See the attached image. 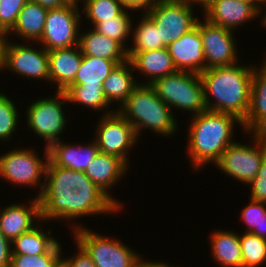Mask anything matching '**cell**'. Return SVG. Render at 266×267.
Segmentation results:
<instances>
[{"mask_svg": "<svg viewBox=\"0 0 266 267\" xmlns=\"http://www.w3.org/2000/svg\"><path fill=\"white\" fill-rule=\"evenodd\" d=\"M96 122L93 125L94 136H91L99 152L119 157L132 168L130 153L141 144L134 127L117 110L97 117Z\"/></svg>", "mask_w": 266, "mask_h": 267, "instance_id": "cell-11", "label": "cell"}, {"mask_svg": "<svg viewBox=\"0 0 266 267\" xmlns=\"http://www.w3.org/2000/svg\"><path fill=\"white\" fill-rule=\"evenodd\" d=\"M150 85L158 97L172 109L175 116H178L176 115L178 110L180 116L182 114L186 116L188 113L190 116L187 117L207 110L203 83L198 73L176 71L156 79Z\"/></svg>", "mask_w": 266, "mask_h": 267, "instance_id": "cell-8", "label": "cell"}, {"mask_svg": "<svg viewBox=\"0 0 266 267\" xmlns=\"http://www.w3.org/2000/svg\"><path fill=\"white\" fill-rule=\"evenodd\" d=\"M248 199L249 202L245 206L243 205L238 219L245 226V231L241 232L251 233L253 230H259L261 214L266 212V203Z\"/></svg>", "mask_w": 266, "mask_h": 267, "instance_id": "cell-37", "label": "cell"}, {"mask_svg": "<svg viewBox=\"0 0 266 267\" xmlns=\"http://www.w3.org/2000/svg\"><path fill=\"white\" fill-rule=\"evenodd\" d=\"M72 243L75 245L71 256V252L67 253L68 250L62 251L61 267H96L89 254L76 241L72 240Z\"/></svg>", "mask_w": 266, "mask_h": 267, "instance_id": "cell-38", "label": "cell"}, {"mask_svg": "<svg viewBox=\"0 0 266 267\" xmlns=\"http://www.w3.org/2000/svg\"><path fill=\"white\" fill-rule=\"evenodd\" d=\"M81 26L78 46L82 55L113 60L118 64L125 62L127 51L115 40L98 33L91 27ZM83 31V32H82Z\"/></svg>", "mask_w": 266, "mask_h": 267, "instance_id": "cell-25", "label": "cell"}, {"mask_svg": "<svg viewBox=\"0 0 266 267\" xmlns=\"http://www.w3.org/2000/svg\"><path fill=\"white\" fill-rule=\"evenodd\" d=\"M127 57L134 67L138 84H152L156 79L177 71L167 47L151 51L127 52Z\"/></svg>", "mask_w": 266, "mask_h": 267, "instance_id": "cell-20", "label": "cell"}, {"mask_svg": "<svg viewBox=\"0 0 266 267\" xmlns=\"http://www.w3.org/2000/svg\"><path fill=\"white\" fill-rule=\"evenodd\" d=\"M157 0H121L126 10L135 11L137 13L148 12Z\"/></svg>", "mask_w": 266, "mask_h": 267, "instance_id": "cell-41", "label": "cell"}, {"mask_svg": "<svg viewBox=\"0 0 266 267\" xmlns=\"http://www.w3.org/2000/svg\"><path fill=\"white\" fill-rule=\"evenodd\" d=\"M11 96V98H10ZM12 99V95H8L0 88V143L8 147L11 141L15 140L17 132L23 130L20 119H23L18 102ZM20 118V119H19ZM20 125V126H19ZM0 144V147H1Z\"/></svg>", "mask_w": 266, "mask_h": 267, "instance_id": "cell-31", "label": "cell"}, {"mask_svg": "<svg viewBox=\"0 0 266 267\" xmlns=\"http://www.w3.org/2000/svg\"><path fill=\"white\" fill-rule=\"evenodd\" d=\"M243 135L246 142L240 139L242 142L236 140L230 144L213 166L230 181L232 179L246 187L257 176L266 155V137L263 133L254 132H244Z\"/></svg>", "mask_w": 266, "mask_h": 267, "instance_id": "cell-7", "label": "cell"}, {"mask_svg": "<svg viewBox=\"0 0 266 267\" xmlns=\"http://www.w3.org/2000/svg\"><path fill=\"white\" fill-rule=\"evenodd\" d=\"M260 20L258 21L260 23V27L264 28L266 31V3L263 6L262 11L260 12Z\"/></svg>", "mask_w": 266, "mask_h": 267, "instance_id": "cell-47", "label": "cell"}, {"mask_svg": "<svg viewBox=\"0 0 266 267\" xmlns=\"http://www.w3.org/2000/svg\"><path fill=\"white\" fill-rule=\"evenodd\" d=\"M4 38L5 36L2 33H0V71H1V57H2V43L4 41Z\"/></svg>", "mask_w": 266, "mask_h": 267, "instance_id": "cell-48", "label": "cell"}, {"mask_svg": "<svg viewBox=\"0 0 266 267\" xmlns=\"http://www.w3.org/2000/svg\"><path fill=\"white\" fill-rule=\"evenodd\" d=\"M80 10L83 14L82 25L94 28L99 22L119 16L125 7L121 0H87L80 6Z\"/></svg>", "mask_w": 266, "mask_h": 267, "instance_id": "cell-32", "label": "cell"}, {"mask_svg": "<svg viewBox=\"0 0 266 267\" xmlns=\"http://www.w3.org/2000/svg\"><path fill=\"white\" fill-rule=\"evenodd\" d=\"M34 195L30 194L28 198L26 196V203H23V200H15L0 207V230L10 241L31 230L41 221L39 199Z\"/></svg>", "mask_w": 266, "mask_h": 267, "instance_id": "cell-16", "label": "cell"}, {"mask_svg": "<svg viewBox=\"0 0 266 267\" xmlns=\"http://www.w3.org/2000/svg\"><path fill=\"white\" fill-rule=\"evenodd\" d=\"M197 10L190 0H157L146 14L159 29L160 40L168 46L196 26L202 16V11Z\"/></svg>", "mask_w": 266, "mask_h": 267, "instance_id": "cell-12", "label": "cell"}, {"mask_svg": "<svg viewBox=\"0 0 266 267\" xmlns=\"http://www.w3.org/2000/svg\"><path fill=\"white\" fill-rule=\"evenodd\" d=\"M47 13V8L29 0L21 9L15 25L5 38L17 39L21 42H39L44 31Z\"/></svg>", "mask_w": 266, "mask_h": 267, "instance_id": "cell-23", "label": "cell"}, {"mask_svg": "<svg viewBox=\"0 0 266 267\" xmlns=\"http://www.w3.org/2000/svg\"><path fill=\"white\" fill-rule=\"evenodd\" d=\"M145 258V259H144ZM178 265V266H176ZM138 267H179V264H171V263H168L167 261H164L163 260H151L150 258H146V256L144 255V257L142 256L140 258V261H139V265Z\"/></svg>", "mask_w": 266, "mask_h": 267, "instance_id": "cell-42", "label": "cell"}, {"mask_svg": "<svg viewBox=\"0 0 266 267\" xmlns=\"http://www.w3.org/2000/svg\"><path fill=\"white\" fill-rule=\"evenodd\" d=\"M70 108L74 109V105L78 108L90 112L101 113L100 115H108L116 111L108 103L104 96L103 86L83 87L81 85H69L65 90ZM72 105V106H71Z\"/></svg>", "mask_w": 266, "mask_h": 267, "instance_id": "cell-28", "label": "cell"}, {"mask_svg": "<svg viewBox=\"0 0 266 267\" xmlns=\"http://www.w3.org/2000/svg\"><path fill=\"white\" fill-rule=\"evenodd\" d=\"M117 65L118 63L113 60L83 55L75 80L70 85L103 86L104 80Z\"/></svg>", "mask_w": 266, "mask_h": 267, "instance_id": "cell-30", "label": "cell"}, {"mask_svg": "<svg viewBox=\"0 0 266 267\" xmlns=\"http://www.w3.org/2000/svg\"><path fill=\"white\" fill-rule=\"evenodd\" d=\"M49 94V92L46 96L41 94L40 97L38 95L36 99L29 102L25 108L22 107L21 110L25 116H23L25 122L23 127L26 128L24 132L29 131L31 137L32 135L35 138L37 136L36 139L39 138V141H43L42 146L46 148H49L55 142L68 138L63 135L67 133L66 131L69 128L70 116H68V113H72L64 91H54Z\"/></svg>", "mask_w": 266, "mask_h": 267, "instance_id": "cell-5", "label": "cell"}, {"mask_svg": "<svg viewBox=\"0 0 266 267\" xmlns=\"http://www.w3.org/2000/svg\"><path fill=\"white\" fill-rule=\"evenodd\" d=\"M88 226L75 229L71 237L89 254L96 267H138L144 256L140 250L119 237L99 233Z\"/></svg>", "mask_w": 266, "mask_h": 267, "instance_id": "cell-9", "label": "cell"}, {"mask_svg": "<svg viewBox=\"0 0 266 267\" xmlns=\"http://www.w3.org/2000/svg\"><path fill=\"white\" fill-rule=\"evenodd\" d=\"M131 167L121 158L112 155L101 154L94 157L85 169V175L103 191L122 211H125V201H121L113 195L112 190L123 183V179L129 177ZM128 175V176H126Z\"/></svg>", "mask_w": 266, "mask_h": 267, "instance_id": "cell-15", "label": "cell"}, {"mask_svg": "<svg viewBox=\"0 0 266 267\" xmlns=\"http://www.w3.org/2000/svg\"><path fill=\"white\" fill-rule=\"evenodd\" d=\"M12 260V241L0 230V267H10Z\"/></svg>", "mask_w": 266, "mask_h": 267, "instance_id": "cell-40", "label": "cell"}, {"mask_svg": "<svg viewBox=\"0 0 266 267\" xmlns=\"http://www.w3.org/2000/svg\"><path fill=\"white\" fill-rule=\"evenodd\" d=\"M242 267L266 266V239L257 235L240 232Z\"/></svg>", "mask_w": 266, "mask_h": 267, "instance_id": "cell-35", "label": "cell"}, {"mask_svg": "<svg viewBox=\"0 0 266 267\" xmlns=\"http://www.w3.org/2000/svg\"><path fill=\"white\" fill-rule=\"evenodd\" d=\"M251 234L266 239V212L265 214H261V221L259 222V230H253Z\"/></svg>", "mask_w": 266, "mask_h": 267, "instance_id": "cell-44", "label": "cell"}, {"mask_svg": "<svg viewBox=\"0 0 266 267\" xmlns=\"http://www.w3.org/2000/svg\"><path fill=\"white\" fill-rule=\"evenodd\" d=\"M79 46L48 51L49 86L64 91L74 80L82 62Z\"/></svg>", "mask_w": 266, "mask_h": 267, "instance_id": "cell-21", "label": "cell"}, {"mask_svg": "<svg viewBox=\"0 0 266 267\" xmlns=\"http://www.w3.org/2000/svg\"><path fill=\"white\" fill-rule=\"evenodd\" d=\"M235 33L237 34L235 31L210 23L203 16L200 17V35L206 69L228 66L242 60Z\"/></svg>", "mask_w": 266, "mask_h": 267, "instance_id": "cell-14", "label": "cell"}, {"mask_svg": "<svg viewBox=\"0 0 266 267\" xmlns=\"http://www.w3.org/2000/svg\"><path fill=\"white\" fill-rule=\"evenodd\" d=\"M241 1L250 3V4L253 5L259 12L262 11L263 6H264V4H265V2H266V0H241Z\"/></svg>", "mask_w": 266, "mask_h": 267, "instance_id": "cell-45", "label": "cell"}, {"mask_svg": "<svg viewBox=\"0 0 266 267\" xmlns=\"http://www.w3.org/2000/svg\"><path fill=\"white\" fill-rule=\"evenodd\" d=\"M202 16L212 24L235 32L248 23L260 20V12L241 0H213L202 10Z\"/></svg>", "mask_w": 266, "mask_h": 267, "instance_id": "cell-17", "label": "cell"}, {"mask_svg": "<svg viewBox=\"0 0 266 267\" xmlns=\"http://www.w3.org/2000/svg\"><path fill=\"white\" fill-rule=\"evenodd\" d=\"M177 71L201 74L206 70L202 38L200 35V18L196 26L167 46Z\"/></svg>", "mask_w": 266, "mask_h": 267, "instance_id": "cell-18", "label": "cell"}, {"mask_svg": "<svg viewBox=\"0 0 266 267\" xmlns=\"http://www.w3.org/2000/svg\"><path fill=\"white\" fill-rule=\"evenodd\" d=\"M249 198L266 203V155L262 160L257 176L247 185Z\"/></svg>", "mask_w": 266, "mask_h": 267, "instance_id": "cell-39", "label": "cell"}, {"mask_svg": "<svg viewBox=\"0 0 266 267\" xmlns=\"http://www.w3.org/2000/svg\"><path fill=\"white\" fill-rule=\"evenodd\" d=\"M254 68L250 90V104L245 120L244 132L263 133L266 130V54Z\"/></svg>", "mask_w": 266, "mask_h": 267, "instance_id": "cell-22", "label": "cell"}, {"mask_svg": "<svg viewBox=\"0 0 266 267\" xmlns=\"http://www.w3.org/2000/svg\"><path fill=\"white\" fill-rule=\"evenodd\" d=\"M86 142H66L64 139L53 143L49 148V160L58 167L84 172L99 153L96 142L90 138Z\"/></svg>", "mask_w": 266, "mask_h": 267, "instance_id": "cell-19", "label": "cell"}, {"mask_svg": "<svg viewBox=\"0 0 266 267\" xmlns=\"http://www.w3.org/2000/svg\"><path fill=\"white\" fill-rule=\"evenodd\" d=\"M80 6L70 4L48 9L44 31L38 42L47 51L78 45L82 26Z\"/></svg>", "mask_w": 266, "mask_h": 267, "instance_id": "cell-13", "label": "cell"}, {"mask_svg": "<svg viewBox=\"0 0 266 267\" xmlns=\"http://www.w3.org/2000/svg\"><path fill=\"white\" fill-rule=\"evenodd\" d=\"M135 14L125 9L119 16L99 22L93 29L115 40L127 51L131 43L132 22L136 19Z\"/></svg>", "mask_w": 266, "mask_h": 267, "instance_id": "cell-33", "label": "cell"}, {"mask_svg": "<svg viewBox=\"0 0 266 267\" xmlns=\"http://www.w3.org/2000/svg\"><path fill=\"white\" fill-rule=\"evenodd\" d=\"M63 242L58 240L46 253L36 255L12 254L10 267H61Z\"/></svg>", "mask_w": 266, "mask_h": 267, "instance_id": "cell-34", "label": "cell"}, {"mask_svg": "<svg viewBox=\"0 0 266 267\" xmlns=\"http://www.w3.org/2000/svg\"><path fill=\"white\" fill-rule=\"evenodd\" d=\"M38 199L41 220L51 224L56 222L65 227L67 225L69 233L87 227L83 222L85 217L98 216L99 219L113 215L115 218L123 212L84 172L55 166L50 160L46 167L45 184Z\"/></svg>", "mask_w": 266, "mask_h": 267, "instance_id": "cell-1", "label": "cell"}, {"mask_svg": "<svg viewBox=\"0 0 266 267\" xmlns=\"http://www.w3.org/2000/svg\"><path fill=\"white\" fill-rule=\"evenodd\" d=\"M117 111L134 127L140 141L145 131L164 138L176 137L180 132L172 109L150 84H138Z\"/></svg>", "mask_w": 266, "mask_h": 267, "instance_id": "cell-4", "label": "cell"}, {"mask_svg": "<svg viewBox=\"0 0 266 267\" xmlns=\"http://www.w3.org/2000/svg\"><path fill=\"white\" fill-rule=\"evenodd\" d=\"M46 224V225H45ZM41 220L34 228L21 234L12 241V254L36 255L46 253L58 240L53 235V226ZM48 227L47 229L45 228Z\"/></svg>", "mask_w": 266, "mask_h": 267, "instance_id": "cell-27", "label": "cell"}, {"mask_svg": "<svg viewBox=\"0 0 266 267\" xmlns=\"http://www.w3.org/2000/svg\"><path fill=\"white\" fill-rule=\"evenodd\" d=\"M47 9L60 8L67 5L68 0H32Z\"/></svg>", "mask_w": 266, "mask_h": 267, "instance_id": "cell-43", "label": "cell"}, {"mask_svg": "<svg viewBox=\"0 0 266 267\" xmlns=\"http://www.w3.org/2000/svg\"><path fill=\"white\" fill-rule=\"evenodd\" d=\"M210 255L218 267H242L240 233L235 229H214L209 233Z\"/></svg>", "mask_w": 266, "mask_h": 267, "instance_id": "cell-24", "label": "cell"}, {"mask_svg": "<svg viewBox=\"0 0 266 267\" xmlns=\"http://www.w3.org/2000/svg\"><path fill=\"white\" fill-rule=\"evenodd\" d=\"M251 61L248 64L240 60L232 65L208 68L199 74L208 111L231 114L242 122L245 120L257 65V62Z\"/></svg>", "mask_w": 266, "mask_h": 267, "instance_id": "cell-3", "label": "cell"}, {"mask_svg": "<svg viewBox=\"0 0 266 267\" xmlns=\"http://www.w3.org/2000/svg\"><path fill=\"white\" fill-rule=\"evenodd\" d=\"M87 0H68L70 4L81 6Z\"/></svg>", "mask_w": 266, "mask_h": 267, "instance_id": "cell-49", "label": "cell"}, {"mask_svg": "<svg viewBox=\"0 0 266 267\" xmlns=\"http://www.w3.org/2000/svg\"><path fill=\"white\" fill-rule=\"evenodd\" d=\"M9 146L7 152L1 151L0 153V181L2 178L6 184H11V186L30 188L28 190L36 192L35 197L38 198L45 184L46 167L49 161L48 148L43 146L40 148L43 149L40 151L41 156L36 148L37 144L35 147L28 146V144L22 147L21 145L20 147L19 145ZM11 147L14 148L11 149Z\"/></svg>", "mask_w": 266, "mask_h": 267, "instance_id": "cell-6", "label": "cell"}, {"mask_svg": "<svg viewBox=\"0 0 266 267\" xmlns=\"http://www.w3.org/2000/svg\"><path fill=\"white\" fill-rule=\"evenodd\" d=\"M188 118H185L187 137L183 148L186 147L187 165L192 173H202L207 166L214 165L226 148L240 139L236 137L238 126L240 134L244 133L242 121L231 114L206 110Z\"/></svg>", "mask_w": 266, "mask_h": 267, "instance_id": "cell-2", "label": "cell"}, {"mask_svg": "<svg viewBox=\"0 0 266 267\" xmlns=\"http://www.w3.org/2000/svg\"><path fill=\"white\" fill-rule=\"evenodd\" d=\"M132 22L131 43L127 52L151 51L167 47L160 40L159 29L146 13H136Z\"/></svg>", "mask_w": 266, "mask_h": 267, "instance_id": "cell-29", "label": "cell"}, {"mask_svg": "<svg viewBox=\"0 0 266 267\" xmlns=\"http://www.w3.org/2000/svg\"><path fill=\"white\" fill-rule=\"evenodd\" d=\"M29 0H1L0 2V33L4 36L15 25L18 14Z\"/></svg>", "mask_w": 266, "mask_h": 267, "instance_id": "cell-36", "label": "cell"}, {"mask_svg": "<svg viewBox=\"0 0 266 267\" xmlns=\"http://www.w3.org/2000/svg\"><path fill=\"white\" fill-rule=\"evenodd\" d=\"M15 41L4 38L0 72L6 71L7 76L10 72L23 81L28 79L36 83L37 80L41 85L44 81L49 85L48 51L38 42Z\"/></svg>", "mask_w": 266, "mask_h": 267, "instance_id": "cell-10", "label": "cell"}, {"mask_svg": "<svg viewBox=\"0 0 266 267\" xmlns=\"http://www.w3.org/2000/svg\"><path fill=\"white\" fill-rule=\"evenodd\" d=\"M138 85L134 67L129 59L118 64L103 82L104 96L116 110ZM117 105V106H115Z\"/></svg>", "mask_w": 266, "mask_h": 267, "instance_id": "cell-26", "label": "cell"}, {"mask_svg": "<svg viewBox=\"0 0 266 267\" xmlns=\"http://www.w3.org/2000/svg\"><path fill=\"white\" fill-rule=\"evenodd\" d=\"M199 11H202L207 5H209L213 0H190Z\"/></svg>", "mask_w": 266, "mask_h": 267, "instance_id": "cell-46", "label": "cell"}]
</instances>
